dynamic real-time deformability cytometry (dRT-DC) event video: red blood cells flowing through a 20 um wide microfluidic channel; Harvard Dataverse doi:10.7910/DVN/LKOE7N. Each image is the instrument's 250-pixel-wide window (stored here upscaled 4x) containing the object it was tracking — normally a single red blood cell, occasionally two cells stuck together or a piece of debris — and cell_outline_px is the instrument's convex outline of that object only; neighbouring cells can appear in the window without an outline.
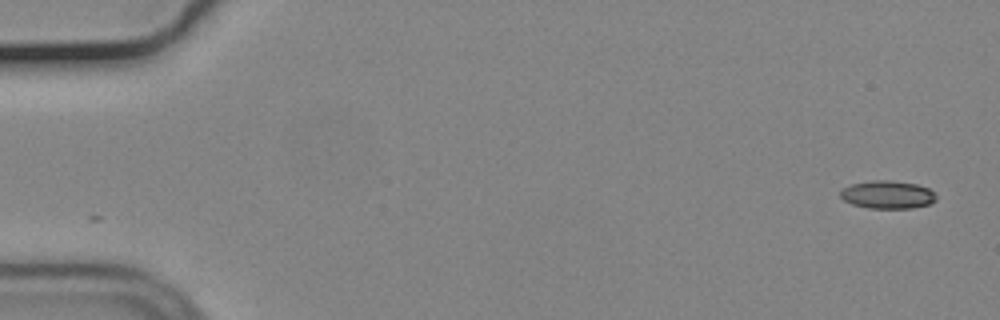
{"species": "common noctule bat (a hibernating species)", "species_latin": "Nyctalus noctula", "temperature_condition": "cold", "stored_images_in_passage": 51, "camera_frame_rate_fps": 3000, "um_per_image_px": 0.085, "animal": {"sex": "male", "body_mass_g": 19.2, "forearm_length_mm": 51.8}, "frame": {"image": 1, "passage_image": 1, "time_ms": 0.0, "image_size_px": [1000, 320], "cell_outline_px": [[936, 200], [928, 204], [912, 208], [868, 208], [852, 204], [844, 200], [840, 196], [840, 192], [844, 188], [852, 184], [872, 180], [892, 180], [916, 184], [928, 188], [936, 196]], "centroid_in_image_um": [75.43, 16.54], "position_along_channel_um": 9.6, "area_um2": 15.49}}
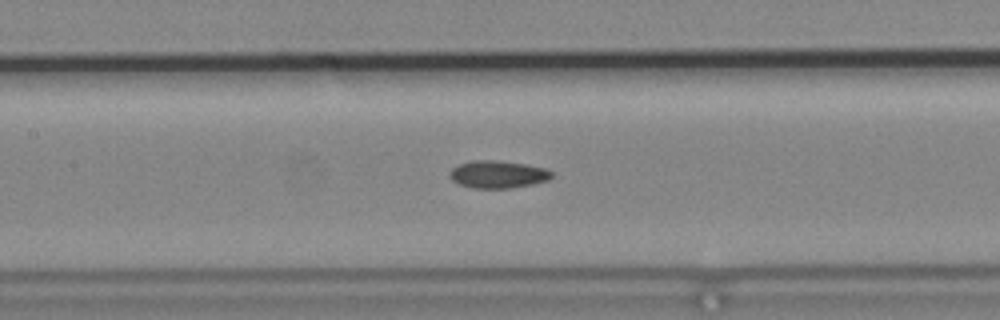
{"frame": {"image": 2, "passage_image": 25, "time_ms": 8.0, "image_size_px": [1000, 320], "cell_outline_px": [[552, 176], [548, 180], [532, 184], [508, 188], [472, 188], [460, 184], [452, 180], [448, 176], [448, 172], [452, 168], [460, 164], [472, 160], [500, 160], [548, 168], [552, 172]], "centroid_in_image_um": [42.3, 14.81], "position_along_channel_um": 165.1, "area_um2": 16.42}}
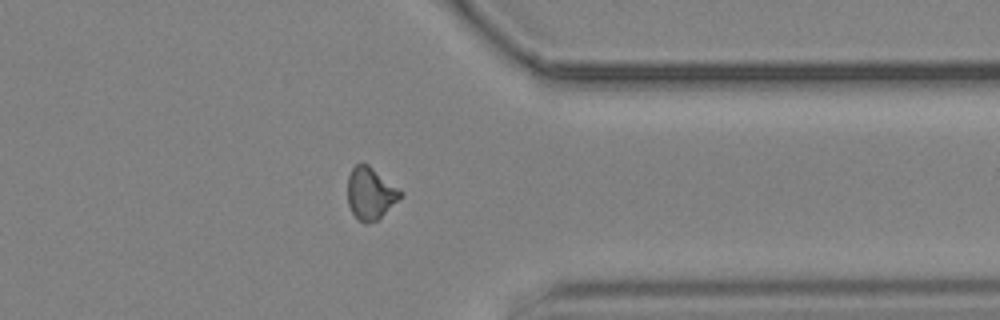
{"frame": {"image": 3, "passage_image": 43, "time_ms": 14.0, "image_size_px": [1000, 320], "cell_outline_px": [[404, 192], [376, 220], [368, 224], [364, 224], [352, 212], [348, 204], [348, 176], [352, 168], [356, 164], [368, 164], [400, 188]], "centroid_in_image_um": [31.47, 16.41], "position_along_channel_um": 379.9, "area_um2": 15.72}}